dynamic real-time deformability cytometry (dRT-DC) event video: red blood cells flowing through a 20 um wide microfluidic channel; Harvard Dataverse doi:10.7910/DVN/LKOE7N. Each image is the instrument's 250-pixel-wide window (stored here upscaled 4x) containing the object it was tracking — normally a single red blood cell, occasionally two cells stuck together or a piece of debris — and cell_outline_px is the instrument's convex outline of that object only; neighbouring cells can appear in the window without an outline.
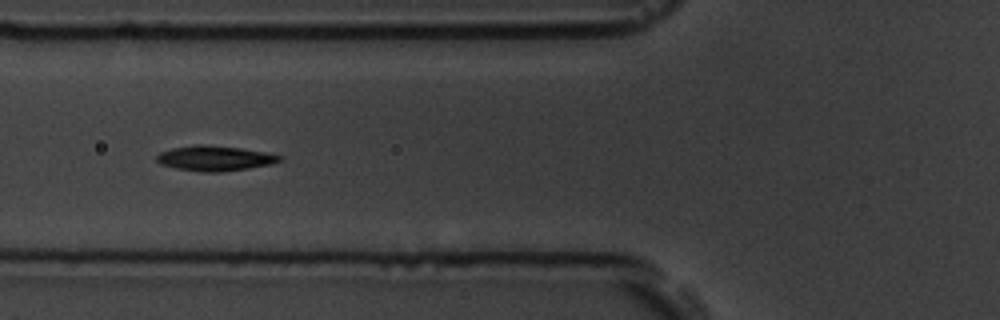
{"species": "common noctule bat (a hibernating species)", "species_latin": "Nyctalus noctula", "temperature_condition": "room temperature", "stored_images_in_passage": 8, "camera_frame_rate_fps": 3000, "um_per_image_px": 0.085, "animal": {"sex": "male", "body_mass_g": 19.5, "forearm_length_mm": 54.6}, "frame": {"image": 1, "passage_image": 6, "time_ms": 6.667, "image_size_px": [1000, 320], "cell_outline_px": [[284, 156], [280, 160], [272, 164], [248, 168], [220, 172], [204, 172], [176, 168], [160, 164], [156, 160], [156, 156], [160, 152], [172, 148], [196, 144], [208, 144], [240, 148], [268, 152]], "centroid_in_image_um": [18.27, 13.44], "position_along_channel_um": 107.5, "area_um2": 18.09}}
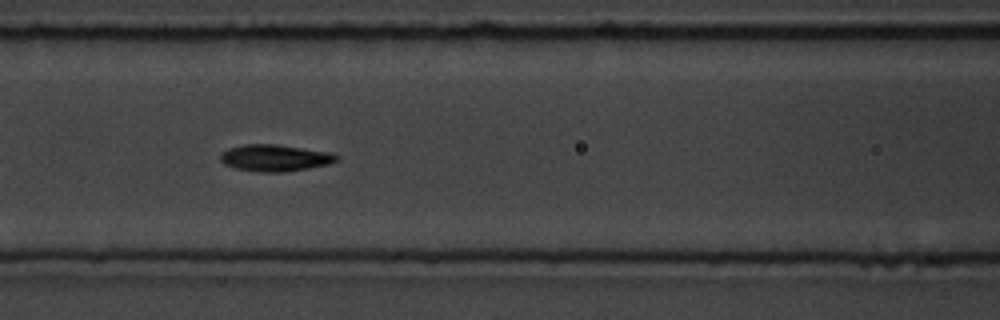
{"frame": {"image": 2, "passage_image": 7, "time_ms": 7.667, "image_size_px": [1000, 320], "cell_outline_px": [[340, 160], [328, 164], [308, 168], [284, 172], [256, 172], [236, 168], [224, 164], [220, 160], [220, 152], [228, 148], [244, 144], [276, 144], [332, 152], [340, 156]], "centroid_in_image_um": [23.38, 13.41], "position_along_channel_um": 143.2, "area_um2": 18.32}}
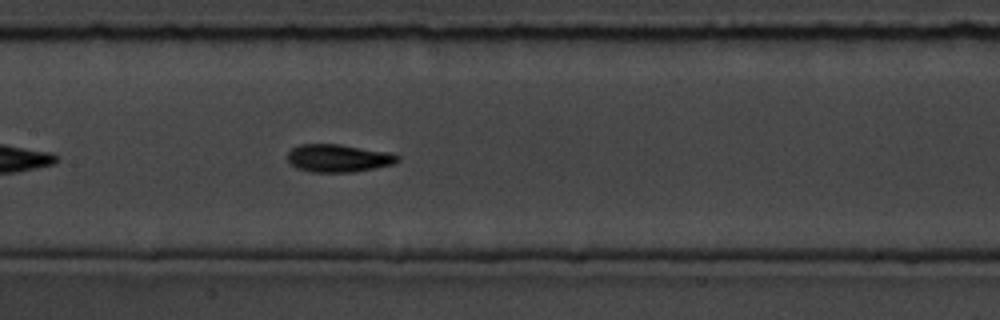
{"frame": {"image": 3, "passage_image": 8, "time_ms": 8.667, "image_size_px": [1000, 320], "cell_outline_px": [[400, 160], [392, 164], [376, 168], [356, 172], [312, 172], [296, 168], [288, 160], [288, 152], [292, 148], [300, 144], [340, 144], [388, 152], [400, 156]], "centroid_in_image_um": [28.77, 13.44], "position_along_channel_um": 178.6, "area_um2": 17.86}}